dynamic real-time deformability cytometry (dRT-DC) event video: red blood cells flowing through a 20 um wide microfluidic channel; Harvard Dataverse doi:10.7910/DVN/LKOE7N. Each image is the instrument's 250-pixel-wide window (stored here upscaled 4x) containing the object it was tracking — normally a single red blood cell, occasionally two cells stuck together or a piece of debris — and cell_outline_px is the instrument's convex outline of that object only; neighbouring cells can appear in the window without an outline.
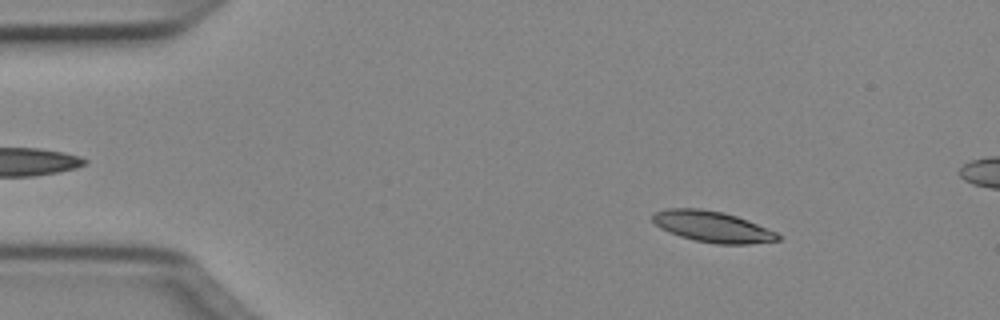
{"species": "Egyptian fruit bat (a non-hibernating species)", "species_latin": "Rousettus aegyptiacus", "temperature_condition": "cold", "stored_images_in_passage": 51, "segment_of_instrument_passage": [1, 2], "camera_frame_rate_fps": 3000, "um_per_image_px": 0.085, "animal": {"sex": "female"}, "frame": {"image": 1, "passage_image": 7, "time_ms": 2.0, "image_size_px": [1000, 320], "cell_outline_px": [[780, 240], [748, 244], [716, 244], [696, 240], [680, 236], [660, 228], [652, 220], [652, 216], [656, 212], [664, 208], [700, 208], [724, 212], [748, 220], [776, 232], [780, 236]], "centroid_in_image_um": [60.55, 19.26], "position_along_channel_um": 24.5, "area_um2": 22.54}}
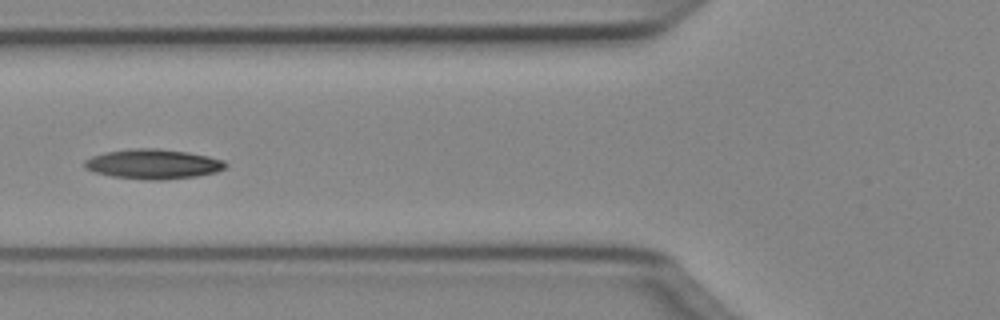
{"frame": {"image": 2, "passage_image": 19, "time_ms": 6.0, "image_size_px": [1000, 320], "cell_outline_px": [[228, 164], [224, 168], [216, 172], [196, 176], [160, 180], [148, 180], [112, 176], [96, 172], [84, 168], [84, 160], [92, 156], [104, 152], [132, 148], [160, 148], [188, 152], [208, 156], [224, 160]], "centroid_in_image_um": [13.01, 13.93], "position_along_channel_um": 112.8, "area_um2": 24.51}}
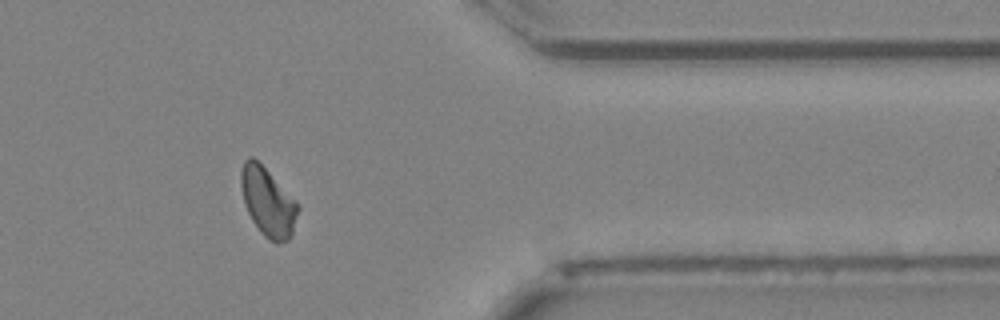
{"frame": {"image": 3, "passage_image": 41, "time_ms": 13.333, "image_size_px": [1000, 320], "cell_outline_px": [[300, 208], [292, 236], [288, 240], [280, 244], [276, 244], [268, 240], [260, 232], [252, 220], [244, 204], [240, 184], [240, 172], [244, 160], [248, 156], [252, 156], [300, 204]], "centroid_in_image_um": [22.78, 17.21], "position_along_channel_um": 388.6, "area_um2": 23.0}}